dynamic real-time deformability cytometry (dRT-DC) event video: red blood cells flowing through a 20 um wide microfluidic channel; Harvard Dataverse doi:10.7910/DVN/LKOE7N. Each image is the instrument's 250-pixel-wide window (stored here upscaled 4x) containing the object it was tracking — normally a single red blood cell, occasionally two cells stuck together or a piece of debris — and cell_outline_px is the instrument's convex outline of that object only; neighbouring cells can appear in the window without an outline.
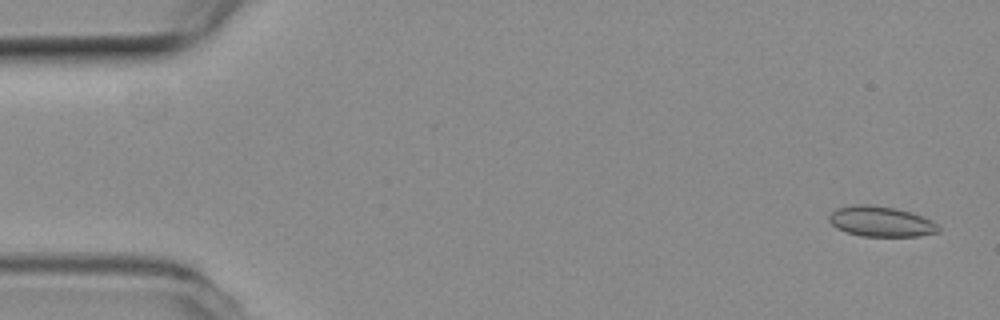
{"species": "common noctule bat (a hibernating species)", "species_latin": "Nyctalus noctula", "temperature_condition": "room temperature", "stored_images_in_passage": 53, "camera_frame_rate_fps": 3000, "um_per_image_px": 0.085, "animal": {"sex": "female", "body_mass_g": 19.3, "forearm_length_mm": 54.1}, "frame": {"image": 1, "passage_image": 2, "time_ms": 0.333, "image_size_px": [1000, 320], "cell_outline_px": [[940, 232], [920, 236], [860, 236], [836, 228], [828, 220], [828, 216], [836, 208], [852, 204], [868, 204], [896, 208], [912, 212], [932, 220], [940, 228]], "centroid_in_image_um": [74.88, 18.82], "position_along_channel_um": 10.1, "area_um2": 19.54}}
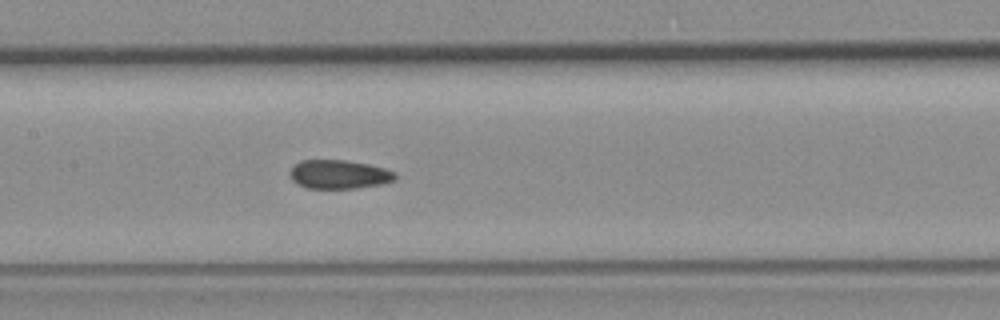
{"frame": {"image": 2, "passage_image": 25, "time_ms": 8.0, "image_size_px": [1000, 320], "cell_outline_px": [[396, 180], [384, 184], [356, 188], [304, 188], [296, 184], [288, 176], [288, 172], [300, 160], [344, 160], [368, 164], [384, 168], [396, 172]], "centroid_in_image_um": [28.8, 14.83], "position_along_channel_um": 178.6, "area_um2": 17.92}}
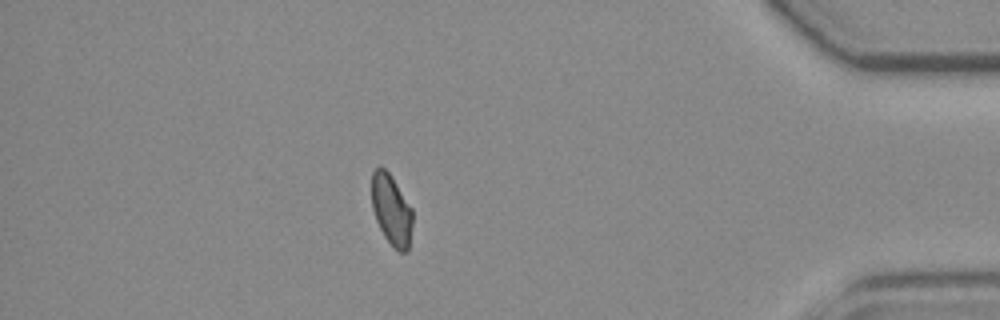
{"frame": {"image": 3, "passage_image": 46, "time_ms": 15.0, "image_size_px": [1000, 320], "cell_outline_px": [[412, 224], [408, 252], [400, 252], [384, 236], [376, 220], [372, 208], [372, 172], [380, 164], [388, 172], [412, 208]], "centroid_in_image_um": [33.26, 17.83], "position_along_channel_um": 401.9, "area_um2": 16.65}, "authors_computed_cell_mechanics": {"area_um2": 18.3226, "velocity_mm_per_s": 3.8705, "shape_relaxation_time_tau1_ms": null, "shape_relaxation_time_tau2_ms": 1.711, "deformation_change_tau1": null, "deformation_change_tau2": 0.0707}}